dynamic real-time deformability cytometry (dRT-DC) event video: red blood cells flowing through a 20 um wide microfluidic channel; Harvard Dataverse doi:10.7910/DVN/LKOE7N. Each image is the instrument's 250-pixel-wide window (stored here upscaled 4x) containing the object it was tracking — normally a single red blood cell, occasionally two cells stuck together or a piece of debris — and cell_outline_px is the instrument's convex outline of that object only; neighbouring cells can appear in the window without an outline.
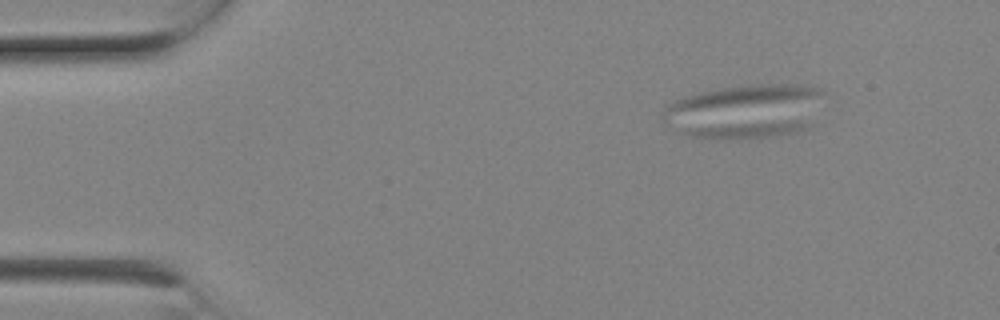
{"species": "Egyptian fruit bat (a non-hibernating species)", "species_latin": "Rousettus aegyptiacus", "temperature_condition": "room temperature", "stored_images_in_passage": 8, "segment_of_instrument_passage": [1, 2], "camera_frame_rate_fps": 3000, "um_per_image_px": 0.085, "animal": {"sex": "female"}, "frame": {"image": 1, "passage_image": 1, "time_ms": 0.0, "image_size_px": [1000, 320], "cell_outline_px": [[816, 124], [808, 128], [796, 132], [772, 136], [728, 140], [692, 136], [684, 132], [688, 128], [696, 124], [788, 120], [808, 120]], "centroid_in_image_um": [63.56, 10.98], "position_along_channel_um": 21.4, "area_um2": 12.77}}